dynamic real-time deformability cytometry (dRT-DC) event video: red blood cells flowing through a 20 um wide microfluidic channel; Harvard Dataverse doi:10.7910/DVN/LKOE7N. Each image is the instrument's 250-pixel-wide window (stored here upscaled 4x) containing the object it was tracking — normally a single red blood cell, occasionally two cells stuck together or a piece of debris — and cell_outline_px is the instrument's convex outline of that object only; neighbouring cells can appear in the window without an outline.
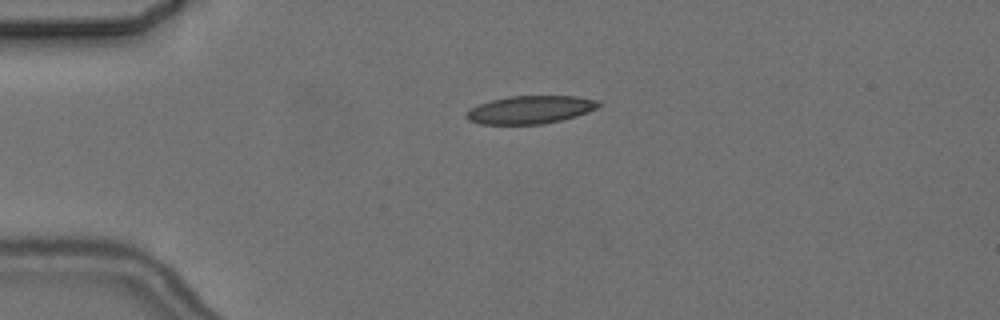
{"species": "common noctule bat (a hibernating species)", "species_latin": "Nyctalus noctula", "temperature_condition": "cold", "stored_images_in_passage": 3, "camera_frame_rate_fps": 3000, "um_per_image_px": 0.085, "animal": {"sex": "female", "body_mass_g": 24.6, "forearm_length_mm": 56.2}, "frame": {"image": 1, "passage_image": 1, "time_ms": 0.0, "image_size_px": [1000, 320], "cell_outline_px": [[600, 104], [596, 108], [588, 112], [576, 116], [544, 124], [480, 124], [468, 120], [464, 116], [468, 108], [492, 100], [508, 96], [576, 96], [596, 100]], "centroid_in_image_um": [45.02, 9.33], "position_along_channel_um": 40.0, "area_um2": 21.5}}